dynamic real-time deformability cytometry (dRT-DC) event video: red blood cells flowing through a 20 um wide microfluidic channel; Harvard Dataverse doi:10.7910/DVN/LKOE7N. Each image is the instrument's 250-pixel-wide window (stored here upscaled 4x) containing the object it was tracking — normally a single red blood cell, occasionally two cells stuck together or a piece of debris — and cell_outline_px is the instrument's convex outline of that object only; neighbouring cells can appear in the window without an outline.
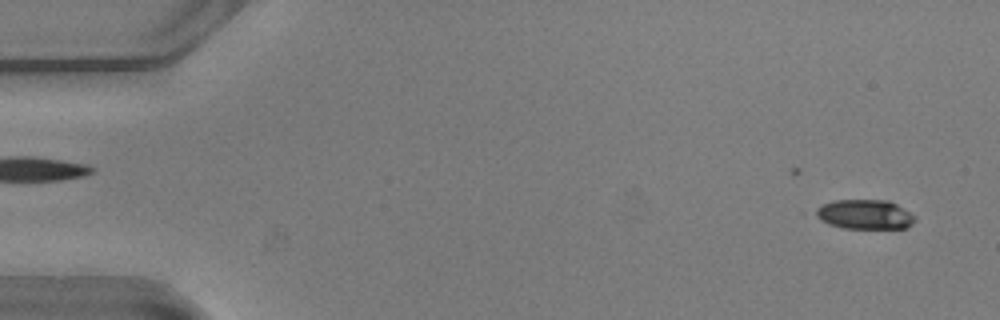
{"species": "common noctule bat (a hibernating species)", "species_latin": "Nyctalus noctula", "temperature_condition": "warm", "stored_images_in_passage": 17, "camera_frame_rate_fps": 3000, "um_per_image_px": 0.085, "animal": {"sex": "male", "body_mass_g": 20.5, "forearm_length_mm": 52.5}, "frame": {"image": 1, "passage_image": 3, "time_ms": 0.667, "image_size_px": [1000, 320], "cell_outline_px": [[916, 220], [908, 228], [844, 228], [828, 224], [804, 212], [832, 200], [888, 200], [912, 212], [916, 216]], "centroid_in_image_um": [73.4, 18.22], "position_along_channel_um": 11.6, "area_um2": 17.8}}